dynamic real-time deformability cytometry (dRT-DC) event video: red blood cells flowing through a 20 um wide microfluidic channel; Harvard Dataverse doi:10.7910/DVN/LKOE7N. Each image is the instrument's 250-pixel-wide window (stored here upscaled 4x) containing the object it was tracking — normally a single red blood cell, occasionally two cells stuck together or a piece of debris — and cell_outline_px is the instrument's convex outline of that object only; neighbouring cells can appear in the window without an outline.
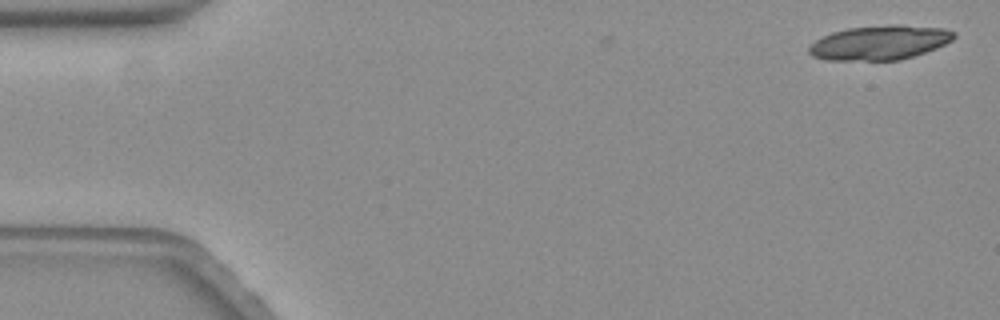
{"species": "common noctule bat (a hibernating species)", "species_latin": "Nyctalus noctula", "temperature_condition": "warm", "stored_images_in_passage": 2, "camera_frame_rate_fps": 3000, "um_per_image_px": 0.085, "animal": {"sex": "female", "body_mass_g": 19.3, "forearm_length_mm": 54.1}, "frame": {"image": 1, "passage_image": 2, "time_ms": 0.333, "image_size_px": [1000, 320], "cell_outline_px": [[956, 36], [952, 40], [936, 48], [900, 60], [828, 60], [812, 56], [808, 52], [808, 48], [816, 40], [832, 32], [848, 28], [888, 24], [900, 24], [944, 28], [956, 32]], "centroid_in_image_um": [74.79, 3.61], "position_along_channel_um": 10.2, "area_um2": 29.07}}